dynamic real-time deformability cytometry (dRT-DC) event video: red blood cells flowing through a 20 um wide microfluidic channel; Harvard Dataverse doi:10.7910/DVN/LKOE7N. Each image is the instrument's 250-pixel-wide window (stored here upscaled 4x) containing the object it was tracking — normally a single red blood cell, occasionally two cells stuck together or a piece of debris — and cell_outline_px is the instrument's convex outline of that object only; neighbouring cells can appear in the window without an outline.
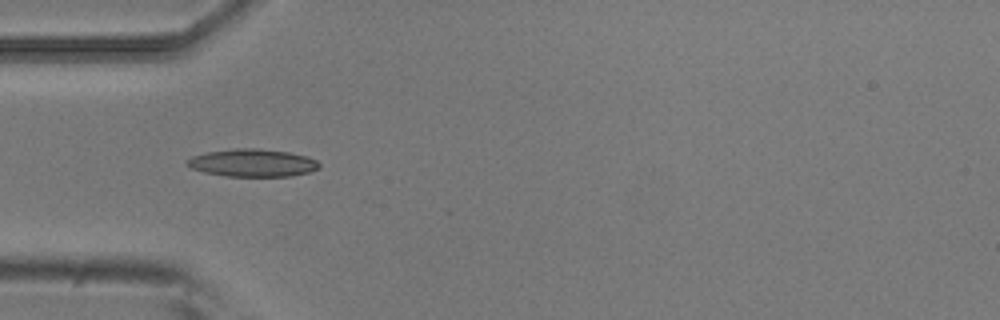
{"species": "common noctule bat (a hibernating species)", "species_latin": "Nyctalus noctula", "temperature_condition": "room temperature", "stored_images_in_passage": 10, "camera_frame_rate_fps": 3000, "um_per_image_px": 0.085, "animal": {"sex": "male", "body_mass_g": 20.5, "forearm_length_mm": 52.5}, "frame": {"image": 1, "passage_image": 4, "time_ms": 1.0, "image_size_px": [1000, 320], "cell_outline_px": [[320, 168], [308, 172], [292, 176], [224, 176], [204, 172], [192, 168], [184, 164], [184, 160], [192, 156], [208, 152], [236, 148], [256, 148], [288, 152], [304, 156], [316, 160], [320, 164]], "centroid_in_image_um": [21.42, 13.84], "position_along_channel_um": 63.6, "area_um2": 21.27}}
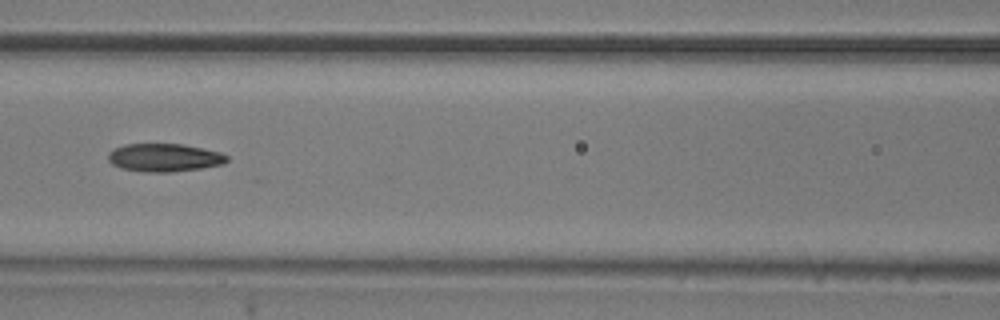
{"frame": {"image": 2, "passage_image": 6, "time_ms": 1.667, "image_size_px": [1000, 320], "cell_outline_px": [[228, 160], [224, 164], [200, 168], [172, 172], [144, 172], [120, 168], [112, 164], [108, 160], [108, 152], [124, 144], [184, 144], [220, 152], [228, 156]], "centroid_in_image_um": [13.96, 13.4], "position_along_channel_um": 152.6, "area_um2": 19.48}}
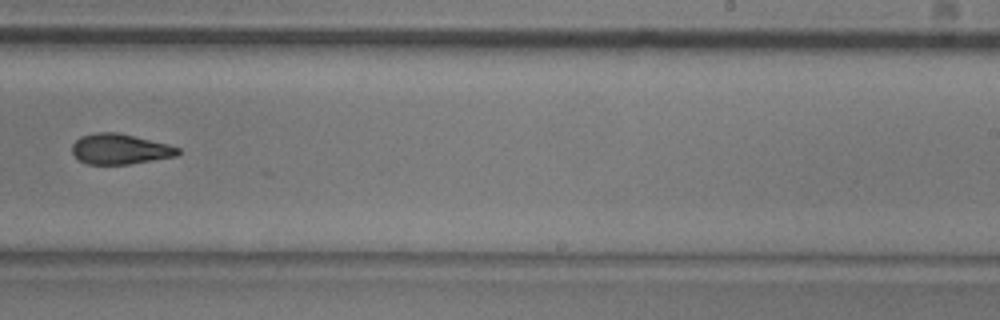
{"frame": {"image": 3, "passage_image": 9, "time_ms": 2.667, "image_size_px": [1000, 320], "cell_outline_px": [[180, 152], [176, 156], [128, 164], [88, 164], [80, 160], [72, 152], [72, 144], [80, 136], [96, 132], [116, 132], [168, 144], [180, 148]], "centroid_in_image_um": [10.18, 12.66], "position_along_channel_um": 278.8, "area_um2": 18.55}}